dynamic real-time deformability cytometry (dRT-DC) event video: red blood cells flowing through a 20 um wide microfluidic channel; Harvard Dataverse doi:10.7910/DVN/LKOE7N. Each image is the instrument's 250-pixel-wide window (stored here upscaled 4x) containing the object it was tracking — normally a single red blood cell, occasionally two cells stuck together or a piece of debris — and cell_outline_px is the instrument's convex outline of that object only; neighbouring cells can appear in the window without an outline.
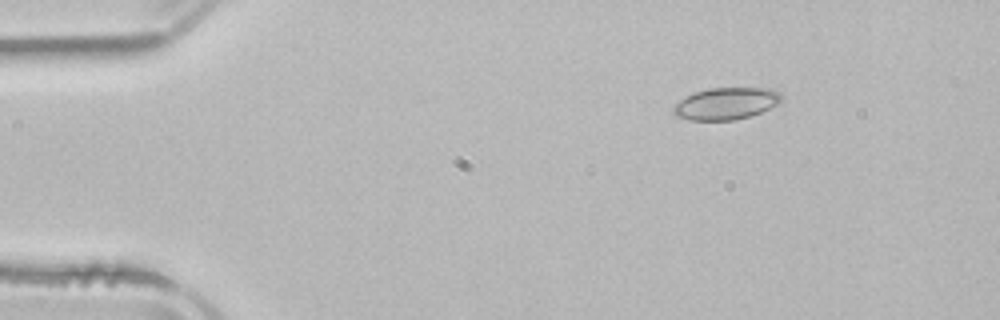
{"species": "common noctule bat (a hibernating species)", "species_latin": "Nyctalus noctula", "temperature_condition": "room temperature", "stored_images_in_passage": 3, "camera_frame_rate_fps": 3000, "um_per_image_px": 0.085, "animal": {"sex": "male", "body_mass_g": 21.5, "forearm_length_mm": 52.0}, "frame": {"image": 1, "passage_image": 1, "time_ms": 0.0, "image_size_px": [1000, 320], "cell_outline_px": [[780, 100], [776, 104], [760, 112], [736, 120], [688, 120], [676, 116], [672, 112], [672, 108], [680, 100], [696, 92], [708, 88], [768, 88], [780, 92]], "centroid_in_image_um": [61.67, 8.81], "position_along_channel_um": 23.3, "area_um2": 19.83}}
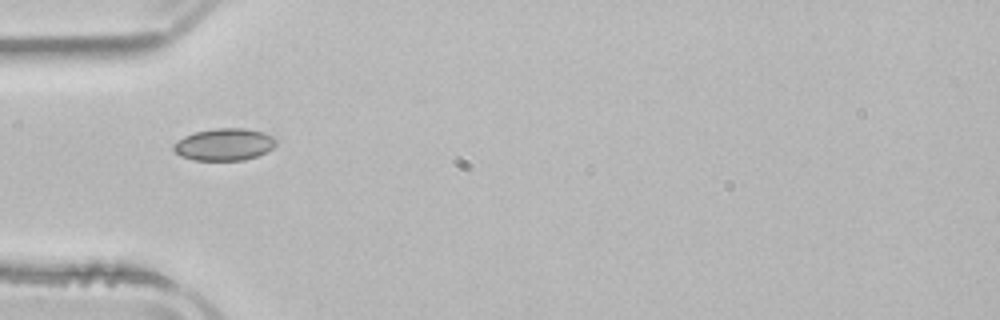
{"frame": {"image": 2, "passage_image": 3, "time_ms": 3.0, "image_size_px": [1000, 320], "cell_outline_px": [[276, 144], [272, 148], [256, 156], [244, 160], [192, 160], [180, 156], [172, 148], [172, 144], [184, 136], [196, 132], [216, 128], [244, 128], [264, 132], [272, 136], [276, 140]], "centroid_in_image_um": [19.04, 12.28], "position_along_channel_um": 66.0, "area_um2": 19.13}}